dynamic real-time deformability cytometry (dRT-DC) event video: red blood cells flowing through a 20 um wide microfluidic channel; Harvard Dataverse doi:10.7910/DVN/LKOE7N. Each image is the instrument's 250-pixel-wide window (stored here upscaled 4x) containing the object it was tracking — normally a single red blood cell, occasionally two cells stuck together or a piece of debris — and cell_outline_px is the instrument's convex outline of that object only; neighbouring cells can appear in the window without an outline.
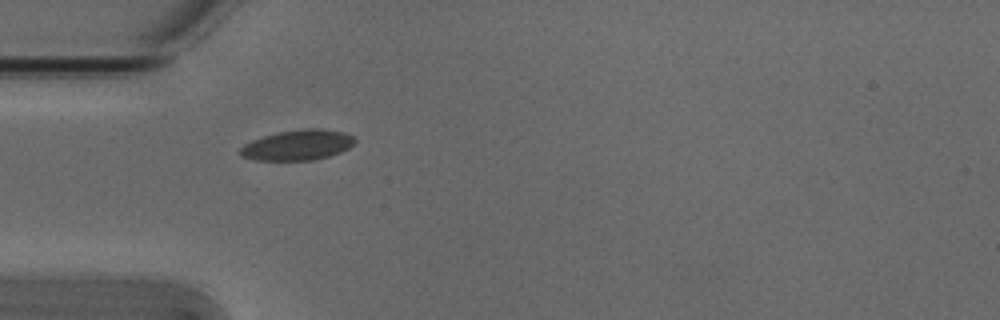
{"species": "Egyptian fruit bat (a non-hibernating species)", "species_latin": "Rousettus aegyptiacus", "temperature_condition": "cold", "stored_images_in_passage": 2, "camera_frame_rate_fps": 3000, "um_per_image_px": 0.085, "animal": {"sex": "male"}, "frame": {"image": 1, "passage_image": 1, "time_ms": 0.0, "image_size_px": [1000, 320], "cell_outline_px": [[356, 140], [348, 148], [340, 152], [328, 156], [312, 160], [256, 160], [240, 156], [240, 148], [244, 144], [252, 140], [276, 132], [304, 128], [320, 128], [344, 132], [352, 136]], "centroid_in_image_um": [25.28, 12.32], "position_along_channel_um": 59.7, "area_um2": 20.23}}
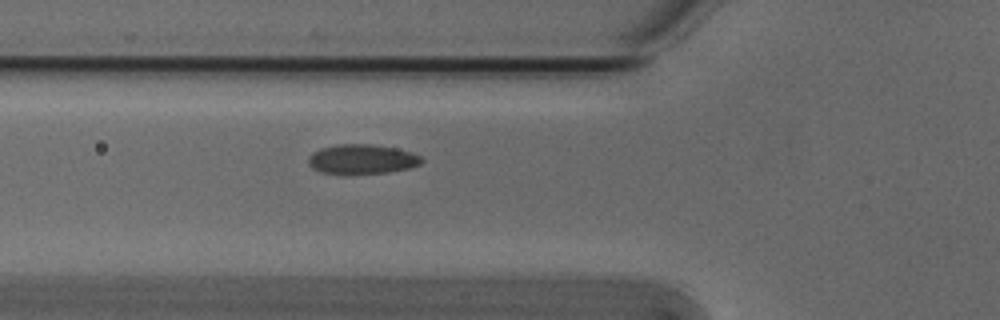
{"frame": {"image": 2, "passage_image": 2, "time_ms": 0.333, "image_size_px": [1000, 320], "cell_outline_px": [[424, 160], [420, 164], [408, 168], [388, 172], [320, 172], [312, 168], [308, 164], [308, 156], [312, 152], [320, 148], [336, 144], [372, 144], [396, 148], [412, 152], [420, 156]], "centroid_in_image_um": [30.76, 13.49], "position_along_channel_um": 95.0, "area_um2": 19.19}}